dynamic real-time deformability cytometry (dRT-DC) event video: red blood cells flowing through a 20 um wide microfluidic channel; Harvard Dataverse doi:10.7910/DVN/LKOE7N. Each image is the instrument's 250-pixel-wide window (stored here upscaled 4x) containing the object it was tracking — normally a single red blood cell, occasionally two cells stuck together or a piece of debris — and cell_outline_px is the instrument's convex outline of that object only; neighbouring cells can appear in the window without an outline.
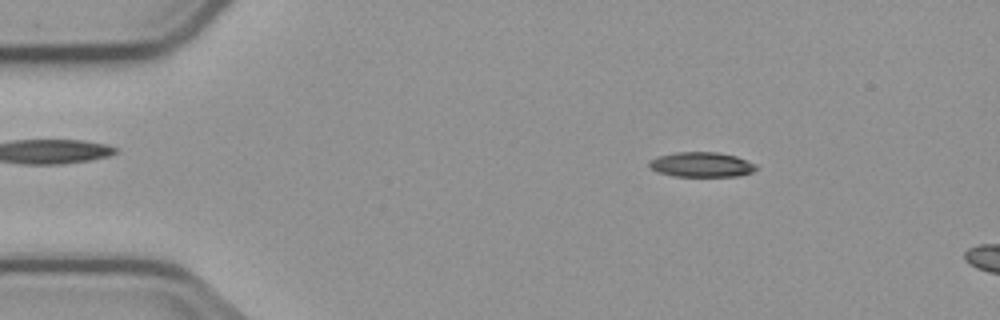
{"species": "common noctule bat (a hibernating species)", "species_latin": "Nyctalus noctula", "temperature_condition": "cold", "stored_images_in_passage": 3, "camera_frame_rate_fps": 3000, "um_per_image_px": 0.085, "animal": {"sex": "male", "body_mass_g": 23.1, "forearm_length_mm": 52.7}, "frame": {"image": 1, "passage_image": 1, "time_ms": 0.0, "image_size_px": [1000, 320], "cell_outline_px": [[756, 168], [752, 172], [736, 176], [672, 176], [656, 172], [648, 168], [648, 160], [656, 156], [676, 152], [716, 152], [736, 156], [756, 164]], "centroid_in_image_um": [59.54, 13.99], "position_along_channel_um": 25.5, "area_um2": 15.66}}